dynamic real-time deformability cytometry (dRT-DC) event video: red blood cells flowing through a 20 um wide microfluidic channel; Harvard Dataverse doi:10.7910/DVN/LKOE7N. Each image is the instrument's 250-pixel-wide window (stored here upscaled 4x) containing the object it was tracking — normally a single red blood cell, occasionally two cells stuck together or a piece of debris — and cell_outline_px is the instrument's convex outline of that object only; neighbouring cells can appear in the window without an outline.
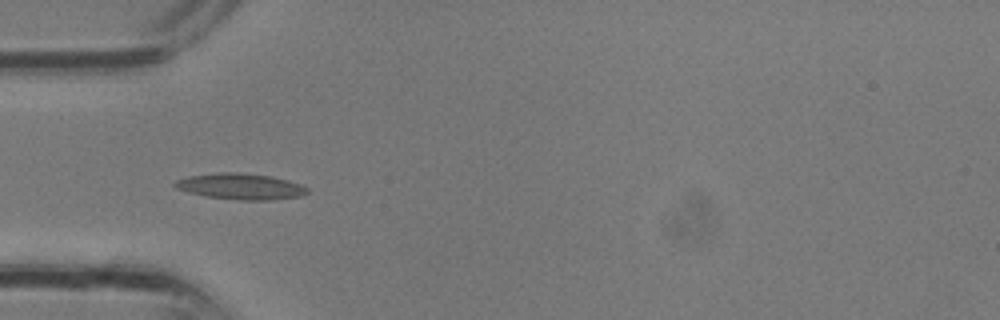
{"species": "common noctule bat (a hibernating species)", "species_latin": "Nyctalus noctula", "temperature_condition": "room temperature", "stored_images_in_passage": 23, "camera_frame_rate_fps": 3000, "um_per_image_px": 0.085, "animal": {"sex": "male", "body_mass_g": 13.3}, "frame": {"image": 1, "passage_image": 1, "time_ms": 0.0, "image_size_px": [1000, 320], "cell_outline_px": [[308, 192], [300, 196], [272, 200], [240, 200], [204, 196], [188, 192], [176, 188], [172, 184], [176, 180], [188, 176], [216, 172], [236, 172], [272, 176], [288, 180], [300, 184], [308, 188]], "centroid_in_image_um": [20.43, 15.84], "position_along_channel_um": 64.6, "area_um2": 20.17}}
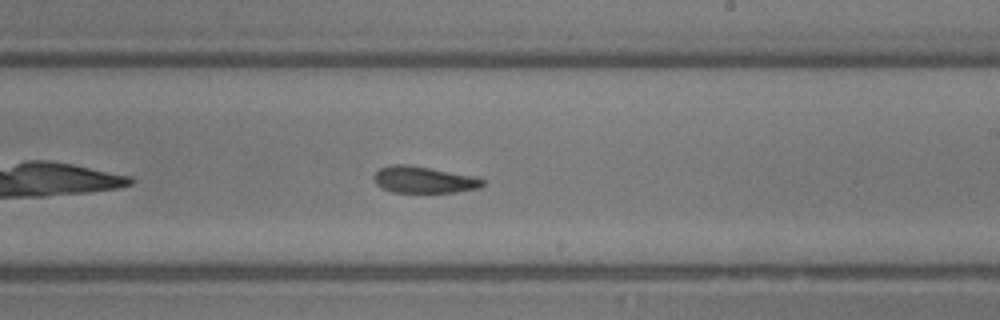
{"frame": {"image": 2, "passage_image": 10, "time_ms": 3.0, "image_size_px": [1000, 320], "cell_outline_px": [[484, 184], [480, 188], [456, 192], [392, 192], [380, 188], [376, 184], [372, 176], [380, 168], [392, 164], [408, 164], [472, 176], [484, 180]], "centroid_in_image_um": [35.97, 15.28], "position_along_channel_um": 253.0, "area_um2": 16.82}}
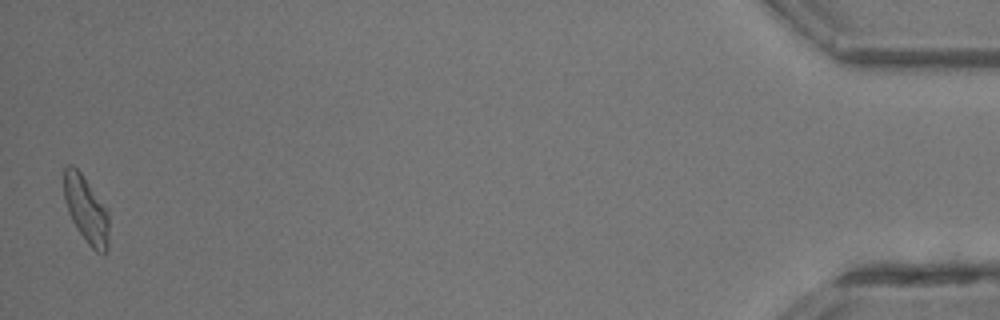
{"frame": {"image": 3, "passage_image": 23, "time_ms": 7.333, "image_size_px": [1000, 320], "cell_outline_px": [[108, 248], [104, 252], [96, 252], [88, 244], [76, 228], [68, 212], [64, 196], [64, 168], [68, 164], [72, 164], [80, 172], [108, 212]], "centroid_in_image_um": [7.3, 17.82], "position_along_channel_um": 427.9, "area_um2": 17.11}}